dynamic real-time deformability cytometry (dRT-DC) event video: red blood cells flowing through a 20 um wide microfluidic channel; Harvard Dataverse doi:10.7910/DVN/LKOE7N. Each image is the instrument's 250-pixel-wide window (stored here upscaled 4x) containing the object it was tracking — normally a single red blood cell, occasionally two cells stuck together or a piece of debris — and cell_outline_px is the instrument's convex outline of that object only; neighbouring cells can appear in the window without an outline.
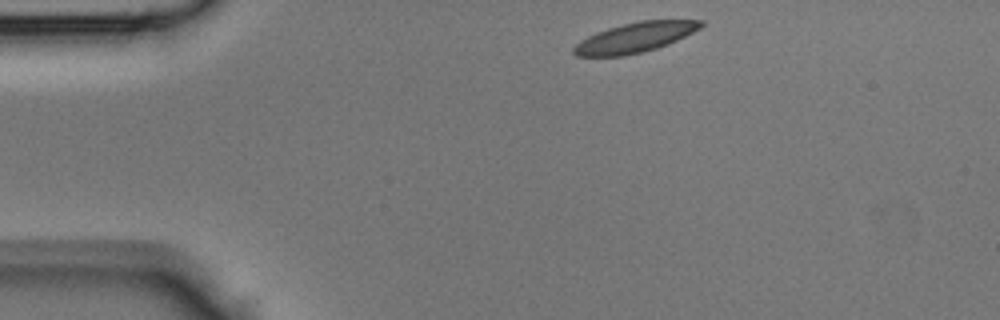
{"species": "Egyptian fruit bat (a non-hibernating species)", "species_latin": "Rousettus aegyptiacus", "temperature_condition": "room temperature", "stored_images_in_passage": 37, "camera_frame_rate_fps": 3000, "um_per_image_px": 0.085, "animal": {"sex": "male"}, "frame": {"image": 1, "passage_image": 1, "time_ms": 0.0, "image_size_px": [1000, 320], "cell_outline_px": [[704, 24], [700, 28], [668, 44], [656, 48], [624, 56], [576, 56], [572, 52], [572, 48], [580, 40], [596, 32], [608, 28], [640, 20], [704, 20]], "centroid_in_image_um": [53.95, 3.18], "position_along_channel_um": 31.1, "area_um2": 21.96}}
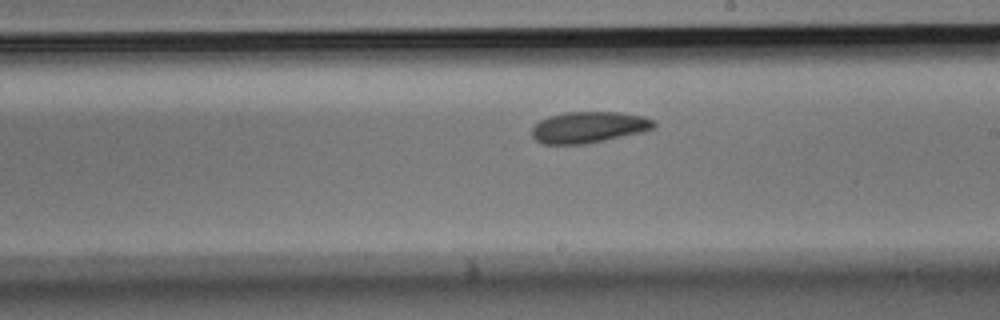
{"frame": {"image": 2, "passage_image": 18, "time_ms": 5.667, "image_size_px": [1000, 320], "cell_outline_px": [[656, 128], [644, 132], [588, 144], [544, 144], [536, 140], [532, 136], [532, 128], [540, 120], [548, 116], [564, 112], [620, 112], [644, 116], [656, 120]], "centroid_in_image_um": [50.1, 10.81], "position_along_channel_um": 238.9, "area_um2": 22.6}}
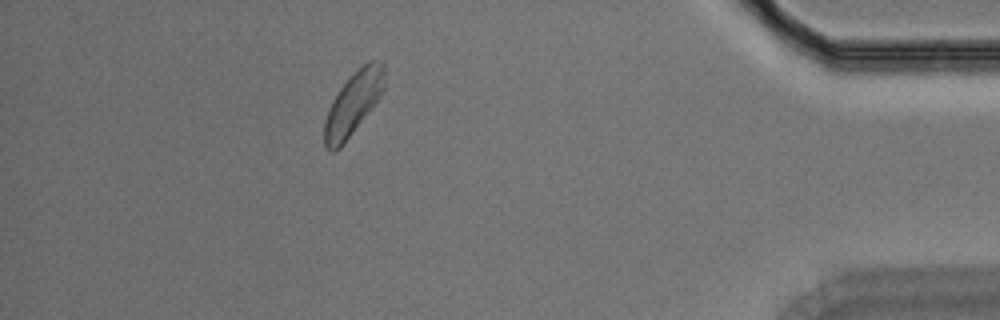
{"frame": {"image": 3, "passage_image": 32, "time_ms": 10.333, "image_size_px": [1000, 320], "cell_outline_px": [[384, 88], [380, 96], [340, 148], [332, 152], [324, 148], [324, 120], [332, 100], [340, 88], [368, 60], [384, 60]], "centroid_in_image_um": [30.01, 8.8], "position_along_channel_um": 405.2, "area_um2": 21.56}}